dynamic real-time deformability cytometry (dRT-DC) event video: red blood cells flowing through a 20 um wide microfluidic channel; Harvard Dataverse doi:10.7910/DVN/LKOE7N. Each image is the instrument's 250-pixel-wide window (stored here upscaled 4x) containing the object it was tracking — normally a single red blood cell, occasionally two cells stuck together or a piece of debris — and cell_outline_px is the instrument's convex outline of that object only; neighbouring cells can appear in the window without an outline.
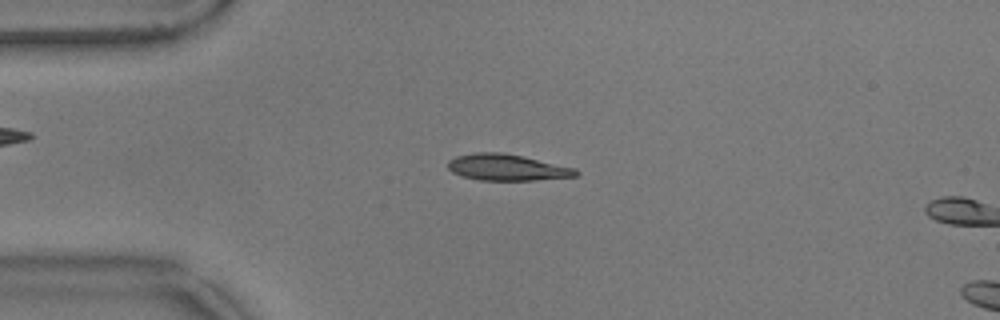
{"species": "common noctule bat (a hibernating species)", "species_latin": "Nyctalus noctula", "temperature_condition": "warm", "stored_images_in_passage": 15, "camera_frame_rate_fps": 3000, "um_per_image_px": 0.085, "animal": {"sex": "male", "body_mass_g": 17.9}, "frame": {"image": 1, "passage_image": 13, "time_ms": 4.0, "image_size_px": [1000, 320], "cell_outline_px": [[580, 172], [576, 176], [536, 180], [480, 180], [460, 176], [452, 172], [448, 168], [448, 160], [456, 156], [476, 152], [500, 152], [524, 156], [576, 168]], "centroid_in_image_um": [43.09, 14.22], "position_along_channel_um": 41.9, "area_um2": 19.77}}